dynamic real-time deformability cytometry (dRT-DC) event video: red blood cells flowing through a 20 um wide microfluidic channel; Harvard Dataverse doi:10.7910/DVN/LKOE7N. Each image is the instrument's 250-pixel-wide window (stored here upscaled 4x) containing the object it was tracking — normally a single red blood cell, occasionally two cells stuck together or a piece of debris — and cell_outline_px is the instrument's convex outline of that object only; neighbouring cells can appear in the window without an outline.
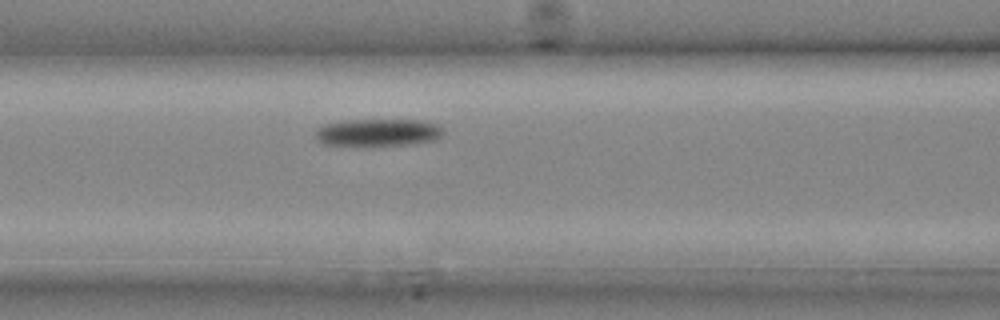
{"species": "common noctule bat (a hibernating species)", "species_latin": "Nyctalus noctula", "temperature_condition": "cold", "stored_images_in_passage": 21, "camera_frame_rate_fps": 3000, "um_per_image_px": 0.085, "animal": {"sex": "male", "body_mass_g": 20.4}, "frame": {"image": 1, "passage_image": 9, "time_ms": 2.667, "image_size_px": [1000, 320], "cell_outline_px": [[440, 136], [436, 140], [412, 144], [364, 148], [324, 144], [316, 136], [316, 132], [324, 124], [344, 120], [416, 120], [440, 124]], "centroid_in_image_um": [32.1, 11.3], "position_along_channel_um": 134.5, "area_um2": 20.92}}
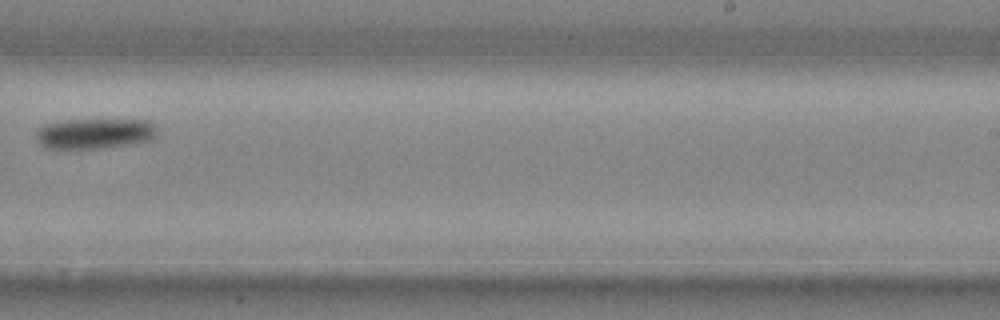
{"frame": {"image": 2, "passage_image": 15, "time_ms": 4.667, "image_size_px": [1000, 320], "cell_outline_px": [[156, 136], [152, 140], [104, 148], [48, 148], [40, 144], [36, 136], [36, 132], [40, 128], [48, 124], [68, 120], [148, 120], [152, 124], [156, 132]], "centroid_in_image_um": [8.07, 11.35], "position_along_channel_um": 280.9, "area_um2": 21.04}}
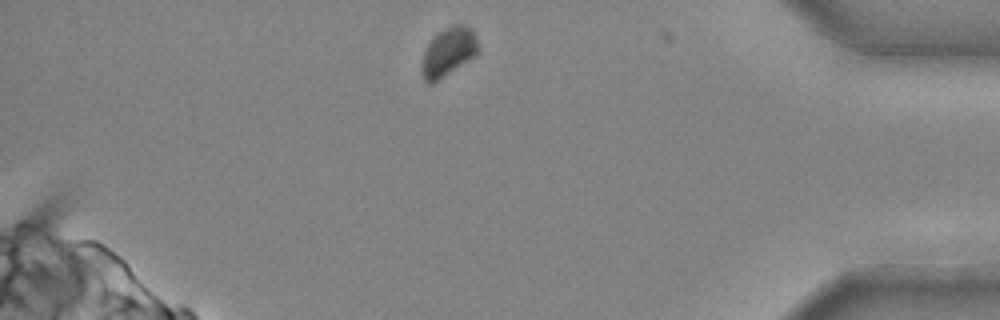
{"frame": {"image": 3, "passage_image": 21, "time_ms": 6.667, "image_size_px": [1000, 320], "cell_outline_px": [[480, 52], [476, 56], [432, 84], [428, 84], [424, 80], [420, 68], [424, 52], [432, 36], [444, 28], [452, 24], [464, 24], [472, 28], [480, 48]], "centroid_in_image_um": [38.12, 4.4], "position_along_channel_um": 397.1, "area_um2": 16.42}}